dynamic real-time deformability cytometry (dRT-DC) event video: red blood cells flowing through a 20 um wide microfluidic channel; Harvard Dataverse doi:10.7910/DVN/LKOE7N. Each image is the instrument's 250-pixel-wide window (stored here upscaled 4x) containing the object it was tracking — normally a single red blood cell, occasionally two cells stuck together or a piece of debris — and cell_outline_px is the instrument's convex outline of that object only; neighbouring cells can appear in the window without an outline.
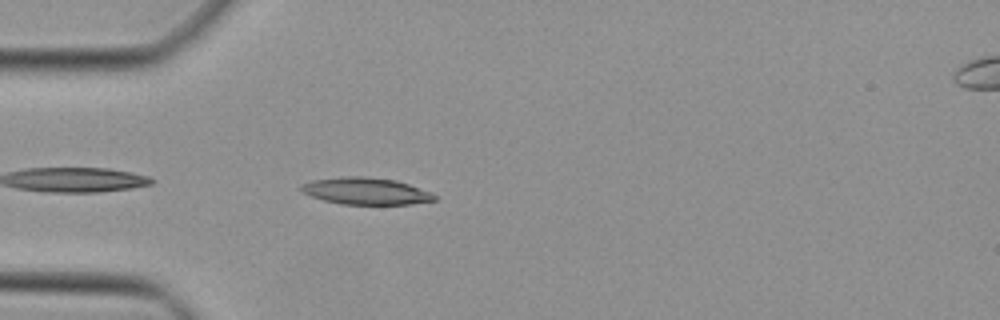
{"species": "Egyptian fruit bat (a non-hibernating species)", "species_latin": "Rousettus aegyptiacus", "temperature_condition": "cold", "stored_images_in_passage": 34, "camera_frame_rate_fps": 3000, "um_per_image_px": 0.085, "animal": {"sex": "female"}, "frame": {"image": 1, "passage_image": 2, "time_ms": 0.333, "image_size_px": [1000, 320], "cell_outline_px": [[436, 200], [408, 204], [344, 204], [324, 200], [312, 196], [304, 192], [300, 188], [300, 184], [312, 180], [344, 176], [364, 176], [396, 180], [432, 192], [436, 196]], "centroid_in_image_um": [31.1, 16.23], "position_along_channel_um": 53.9, "area_um2": 20.75}}
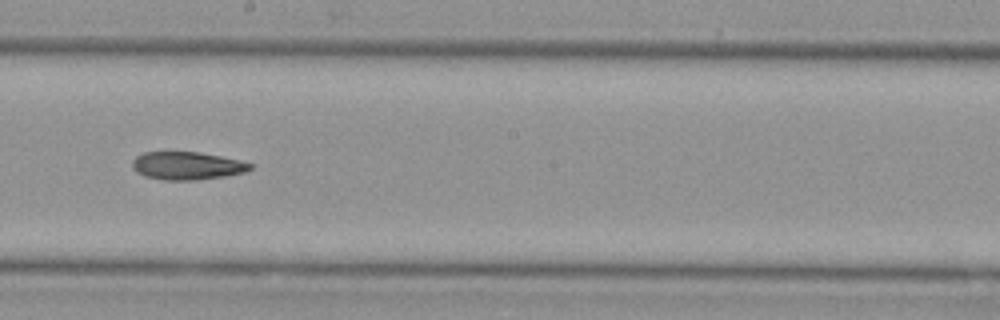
{"frame": {"image": 2, "passage_image": 15, "time_ms": 4.667, "image_size_px": [1000, 320], "cell_outline_px": [[252, 168], [244, 172], [224, 176], [196, 180], [164, 180], [144, 176], [136, 172], [132, 168], [132, 160], [136, 156], [144, 152], [200, 152], [220, 156], [252, 164]], "centroid_in_image_um": [15.84, 14.09], "position_along_channel_um": 232.4, "area_um2": 19.07}}
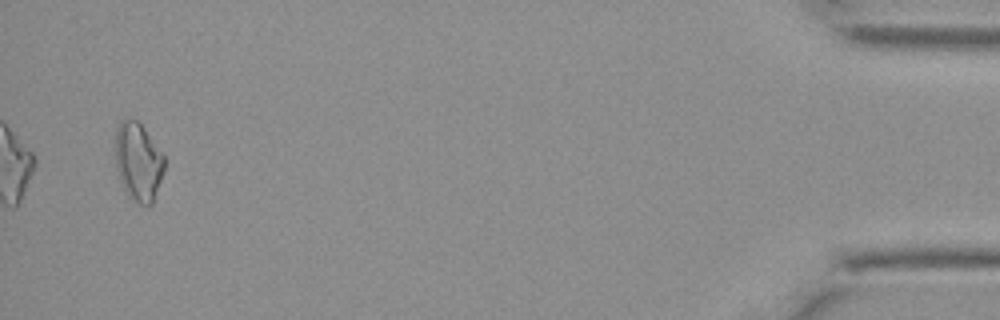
{"frame": {"image": 3, "passage_image": 34, "time_ms": 11.0, "image_size_px": [1000, 320], "cell_outline_px": [[164, 172], [152, 204], [140, 204], [128, 196], [120, 180], [116, 168], [116, 128], [120, 120], [136, 120], [144, 128], [164, 156]], "centroid_in_image_um": [11.75, 13.76], "position_along_channel_um": 423.5, "area_um2": 22.08}}